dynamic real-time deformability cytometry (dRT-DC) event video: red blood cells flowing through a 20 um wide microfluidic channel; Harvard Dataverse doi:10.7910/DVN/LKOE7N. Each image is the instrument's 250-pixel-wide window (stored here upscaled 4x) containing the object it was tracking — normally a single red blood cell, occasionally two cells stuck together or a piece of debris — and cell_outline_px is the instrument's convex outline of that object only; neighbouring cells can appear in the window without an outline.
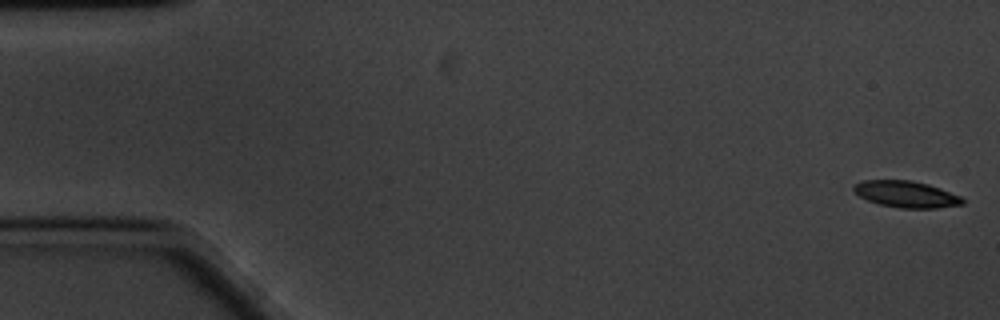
{"species": "common noctule bat (a hibernating species)", "species_latin": "Nyctalus noctula", "temperature_condition": "cold", "stored_images_in_passage": 59, "camera_frame_rate_fps": 3000, "um_per_image_px": 0.085, "animal": {"sex": "male", "body_mass_g": 20.1, "forearm_length_mm": 53.5}, "frame": {"image": 1, "passage_image": 1, "time_ms": 0.0, "image_size_px": [1000, 320], "cell_outline_px": [[964, 204], [936, 208], [900, 208], [880, 204], [868, 200], [860, 196], [852, 188], [860, 180], [912, 180], [928, 184], [940, 188], [960, 196], [964, 200]], "centroid_in_image_um": [77.03, 16.5], "position_along_channel_um": 8.0, "area_um2": 16.7}}
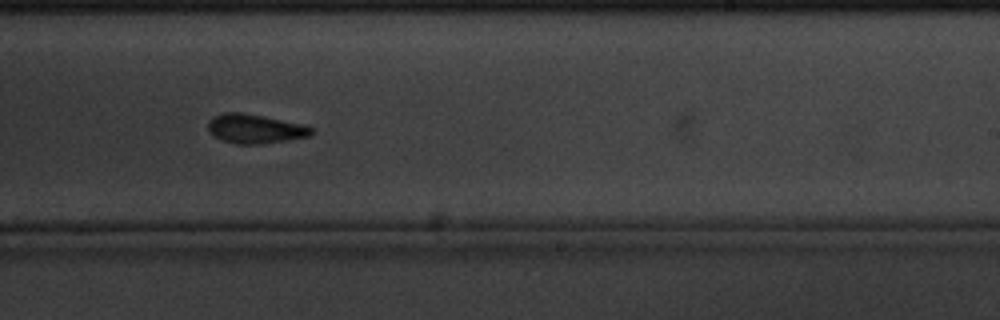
{"frame": {"image": 2, "passage_image": 36, "time_ms": 11.667, "image_size_px": [1000, 320], "cell_outline_px": [[316, 132], [312, 136], [260, 144], [236, 144], [220, 140], [212, 136], [208, 132], [208, 120], [212, 116], [220, 112], [244, 112], [308, 124], [316, 128]], "centroid_in_image_um": [21.72, 10.93], "position_along_channel_um": 267.3, "area_um2": 18.44}}
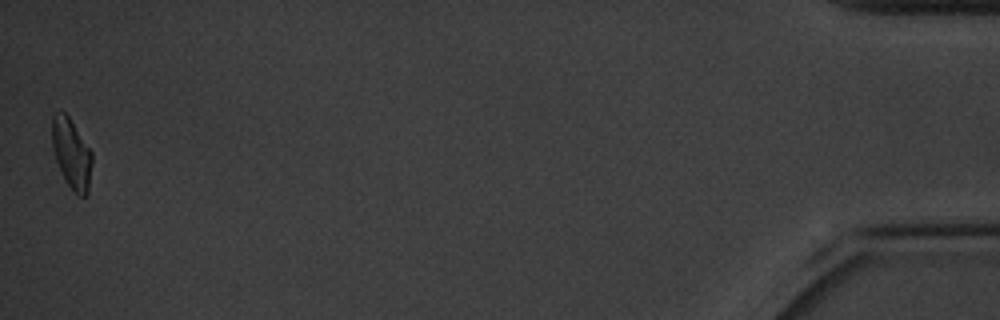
{"frame": {"image": 3, "passage_image": 59, "time_ms": 19.333, "image_size_px": [1000, 320], "cell_outline_px": [[92, 164], [88, 196], [76, 196], [64, 180], [56, 160], [52, 148], [52, 116], [64, 112], [68, 116], [92, 152]], "centroid_in_image_um": [6.09, 13.14], "position_along_channel_um": 429.1, "area_um2": 16.36}, "authors_computed_cell_mechanics": {"area_um2": 17.4556, "velocity_mm_per_s": 3.3402, "shape_relaxation_time_tau1_ms": 2.5767, "shape_relaxation_time_tau2_ms": 5.0929, "deformation_change_tau1": 0.1186, "deformation_change_tau2": 0.1126}}